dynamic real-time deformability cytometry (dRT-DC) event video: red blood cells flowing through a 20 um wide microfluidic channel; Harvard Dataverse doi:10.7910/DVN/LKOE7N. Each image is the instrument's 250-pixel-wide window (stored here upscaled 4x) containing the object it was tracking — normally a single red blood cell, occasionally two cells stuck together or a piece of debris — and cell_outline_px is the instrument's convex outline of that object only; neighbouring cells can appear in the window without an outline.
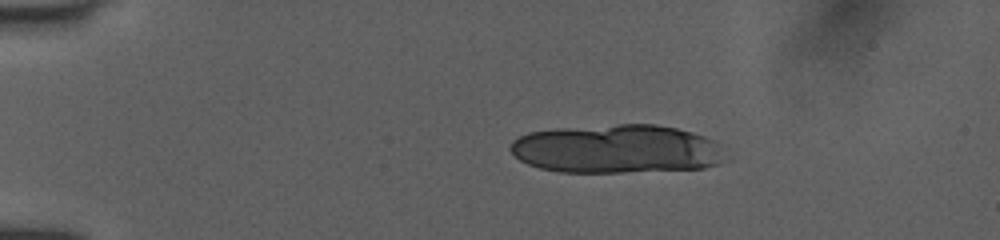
{"species": "human", "species_latin": "Homo sapiens", "temperature_condition": "room temperature", "stored_images_in_passage": 9, "camera_frame_rate_fps": 3000, "um_per_image_px": 0.085, "donor": {"sex": "female"}, "frame": {"image": 1, "passage_image": 1, "time_ms": 0.0, "image_size_px": [1000, 240], "cell_outline_px": [[732, 160], [720, 164], [704, 168], [620, 172], [560, 172], [540, 168], [528, 164], [520, 160], [508, 148], [512, 140], [528, 132], [556, 128], [620, 124], [656, 124], [676, 128], [692, 132], [704, 136], [712, 140]], "centroid_in_image_um": [52.45, 12.66], "position_along_channel_um": 32.6, "area_um2": 61.44}}